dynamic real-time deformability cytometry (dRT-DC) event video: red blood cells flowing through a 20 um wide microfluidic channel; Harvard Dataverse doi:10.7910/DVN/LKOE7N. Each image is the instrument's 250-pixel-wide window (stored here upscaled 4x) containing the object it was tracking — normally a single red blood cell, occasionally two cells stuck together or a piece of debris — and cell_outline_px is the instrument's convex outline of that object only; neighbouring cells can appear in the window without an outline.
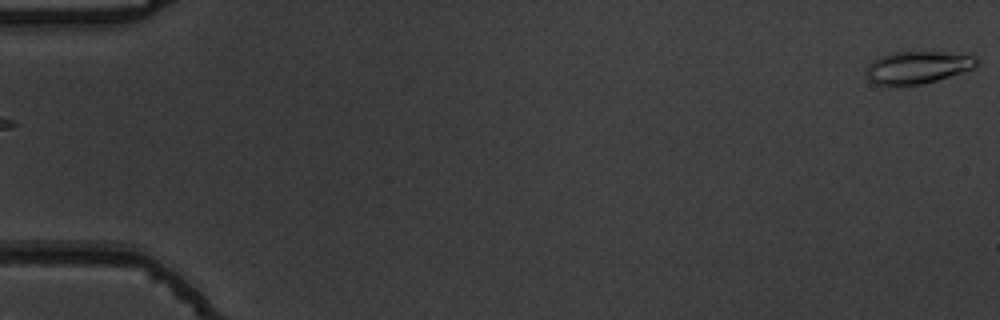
{"species": "common noctule bat (a hibernating species)", "species_latin": "Nyctalus noctula", "temperature_condition": "warm", "stored_images_in_passage": 12, "camera_frame_rate_fps": 3000, "um_per_image_px": 0.085, "animal": {"sex": "male", "body_mass_g": 19.5, "forearm_length_mm": 54.6}, "frame": {"image": 1, "passage_image": 1, "time_ms": 0.0, "image_size_px": [1000, 320], "cell_outline_px": [[976, 64], [972, 68], [936, 80], [920, 84], [876, 84], [868, 80], [864, 72], [868, 64], [880, 56], [888, 52], [940, 52], [976, 56]], "centroid_in_image_um": [77.9, 5.71], "position_along_channel_um": 7.1, "area_um2": 20.4}}